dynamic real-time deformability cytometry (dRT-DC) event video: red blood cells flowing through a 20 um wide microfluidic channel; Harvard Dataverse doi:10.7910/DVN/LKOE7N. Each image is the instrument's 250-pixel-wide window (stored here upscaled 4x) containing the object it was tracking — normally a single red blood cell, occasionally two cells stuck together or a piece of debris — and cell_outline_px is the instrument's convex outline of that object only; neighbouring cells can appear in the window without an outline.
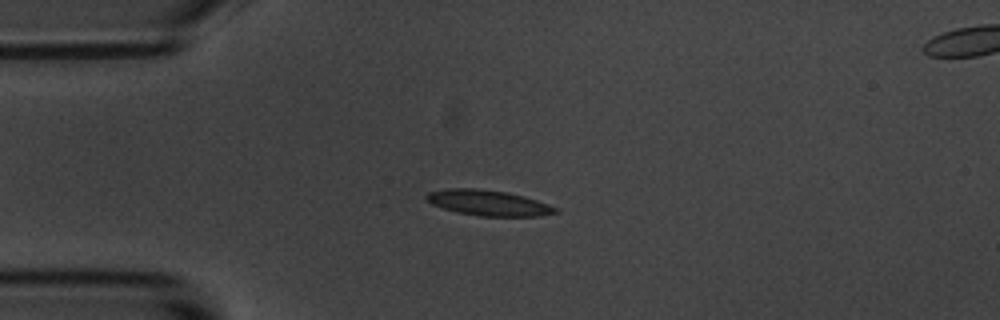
{"species": "common noctule bat (a hibernating species)", "species_latin": "Nyctalus noctula", "temperature_condition": "room temperature", "stored_images_in_passage": 12, "camera_frame_rate_fps": 3000, "um_per_image_px": 0.085, "animal": {"sex": "male", "body_mass_g": 20.1, "forearm_length_mm": 53.5}, "frame": {"image": 1, "passage_image": 1, "time_ms": 0.0, "image_size_px": [1000, 320], "cell_outline_px": [[560, 212], [540, 216], [480, 216], [456, 212], [432, 204], [424, 196], [428, 192], [448, 188], [476, 188], [508, 192], [524, 196], [560, 208]], "centroid_in_image_um": [41.55, 17.24], "position_along_channel_um": 43.5, "area_um2": 19.31}}
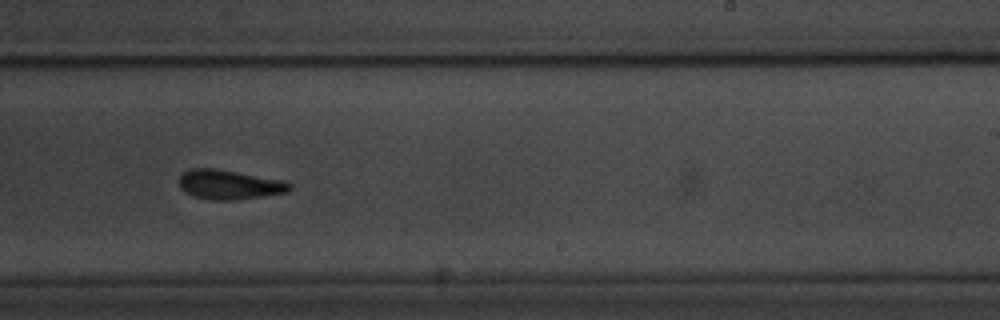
{"frame": {"image": 2, "passage_image": 7, "time_ms": 7.0, "image_size_px": [1000, 320], "cell_outline_px": [[292, 188], [288, 192], [264, 196], [232, 200], [212, 200], [192, 196], [184, 192], [180, 188], [180, 176], [184, 172], [192, 168], [216, 168], [284, 180], [292, 184]], "centroid_in_image_um": [19.5, 15.69], "position_along_channel_um": 269.5, "area_um2": 19.13}}
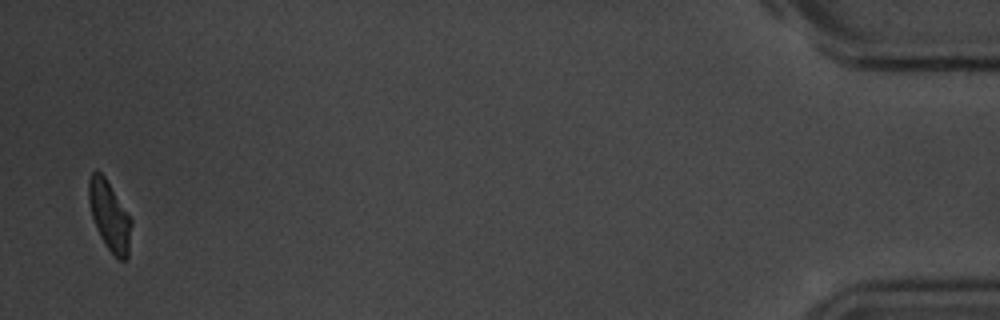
{"frame": {"image": 3, "passage_image": 12, "time_ms": 14.0, "image_size_px": [1000, 320], "cell_outline_px": [[132, 224], [128, 256], [124, 260], [120, 260], [104, 244], [96, 228], [92, 216], [88, 200], [88, 180], [92, 172], [96, 168], [104, 176], [132, 220]], "centroid_in_image_um": [9.29, 18.33], "position_along_channel_um": 425.9, "area_um2": 17.11}, "authors_computed_cell_mechanics": {"area_um2": 18.7272, "velocity_mm_per_s": 3.5032, "shape_relaxation_time_tau1_ms": 5.5696, "shape_relaxation_time_tau2_ms": 5.1507, "deformation_change_tau1": 0.1451, "deformation_change_tau2": 0.141}}